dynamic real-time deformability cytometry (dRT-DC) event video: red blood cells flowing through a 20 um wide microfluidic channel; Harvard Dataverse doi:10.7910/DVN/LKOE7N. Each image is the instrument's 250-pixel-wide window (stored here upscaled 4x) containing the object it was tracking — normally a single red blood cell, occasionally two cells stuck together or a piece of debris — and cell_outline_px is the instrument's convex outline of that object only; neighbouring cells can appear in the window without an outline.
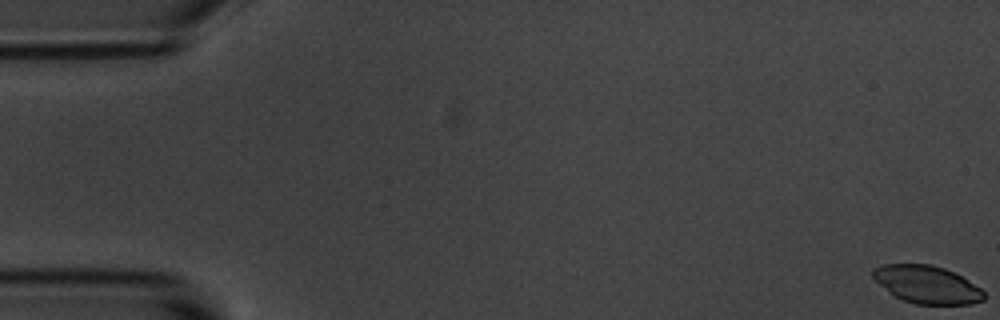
{"species": "common noctule bat (a hibernating species)", "species_latin": "Nyctalus noctula", "temperature_condition": "room temperature", "stored_images_in_passage": 56, "camera_frame_rate_fps": 3000, "um_per_image_px": 0.085, "animal": {"sex": "male", "body_mass_g": 20.1, "forearm_length_mm": 53.5}, "frame": {"image": 1, "passage_image": 1, "time_ms": 0.0, "image_size_px": [1000, 320], "cell_outline_px": [[984, 300], [972, 304], [916, 304], [904, 300], [896, 296], [880, 284], [872, 276], [872, 268], [884, 264], [932, 264], [944, 268], [960, 276], [980, 288], [984, 292]], "centroid_in_image_um": [78.79, 24.18], "position_along_channel_um": 6.2, "area_um2": 24.04}}
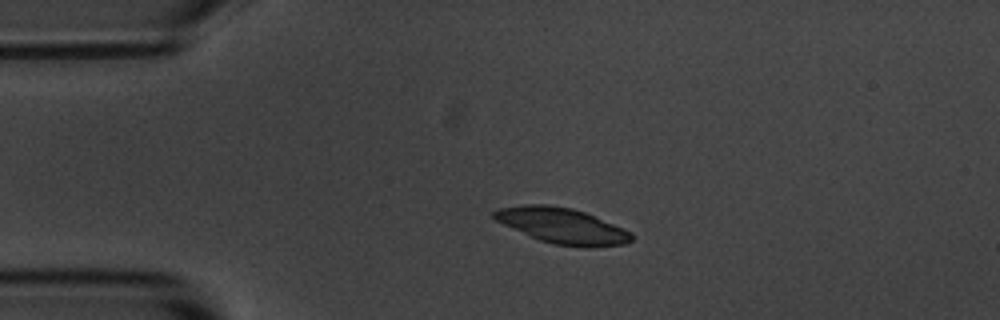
{"frame": {"image": 2, "passage_image": 13, "time_ms": 4.0, "image_size_px": [1000, 320], "cell_outline_px": [[632, 240], [624, 244], [592, 248], [584, 248], [556, 244], [540, 240], [504, 224], [496, 220], [492, 216], [492, 212], [496, 208], [524, 204], [548, 204], [572, 208], [584, 212], [632, 232]], "centroid_in_image_um": [47.78, 19.18], "position_along_channel_um": 37.2, "area_um2": 28.38}}